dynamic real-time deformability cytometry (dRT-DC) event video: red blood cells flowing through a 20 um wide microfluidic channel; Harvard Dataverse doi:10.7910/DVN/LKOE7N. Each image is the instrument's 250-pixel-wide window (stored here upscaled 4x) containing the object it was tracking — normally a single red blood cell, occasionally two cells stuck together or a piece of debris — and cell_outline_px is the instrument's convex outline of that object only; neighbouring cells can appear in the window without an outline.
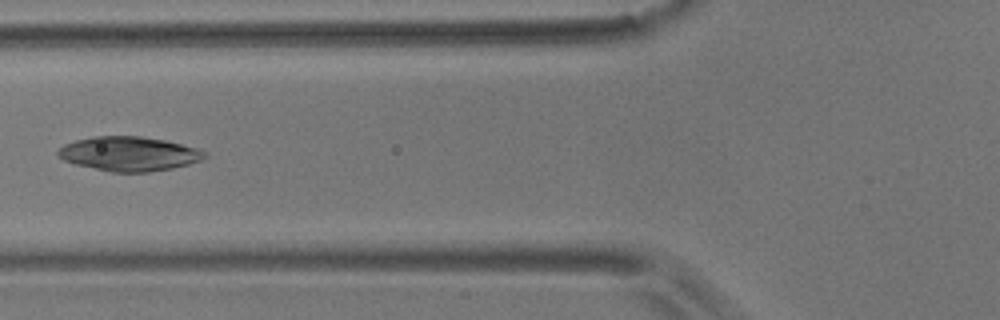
{"species": "common noctule bat (a hibernating species)", "species_latin": "Nyctalus noctula", "temperature_condition": "room temperature", "stored_images_in_passage": 8, "camera_frame_rate_fps": 3000, "um_per_image_px": 0.085, "animal": {"sex": "male", "body_mass_g": 17.9}, "frame": {"image": 1, "passage_image": 5, "time_ms": 1.333, "image_size_px": [1000, 320], "cell_outline_px": [[208, 156], [200, 160], [188, 164], [172, 168], [148, 172], [112, 172], [76, 164], [64, 160], [56, 152], [64, 144], [76, 140], [96, 136], [140, 136], [164, 140], [200, 148], [208, 152]], "centroid_in_image_um": [11.01, 13.06], "position_along_channel_um": 114.8, "area_um2": 29.25}}
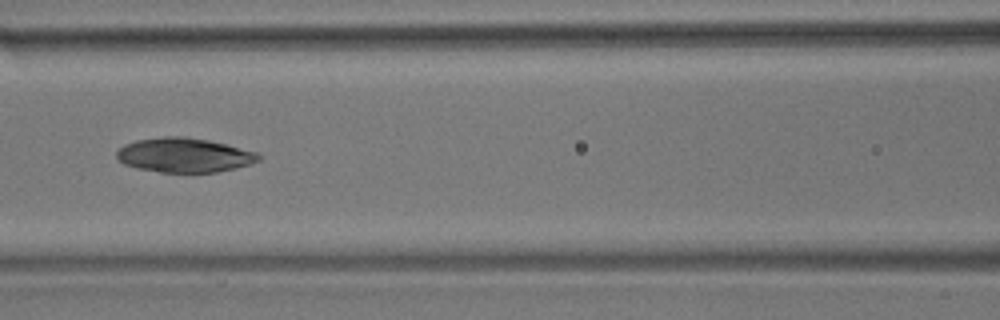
{"frame": {"image": 2, "passage_image": 6, "time_ms": 1.667, "image_size_px": [1000, 320], "cell_outline_px": [[264, 156], [260, 160], [252, 164], [236, 168], [216, 172], [160, 172], [136, 168], [124, 164], [116, 156], [116, 152], [124, 144], [136, 140], [164, 136], [184, 136], [208, 140], [256, 152]], "centroid_in_image_um": [15.67, 13.19], "position_along_channel_um": 150.9, "area_um2": 28.5}}
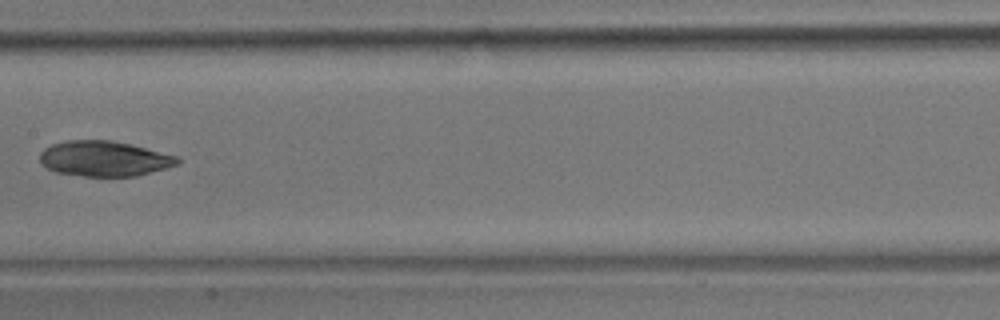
{"frame": {"image": 3, "passage_image": 7, "time_ms": 2.0, "image_size_px": [1000, 320], "cell_outline_px": [[180, 164], [136, 176], [84, 176], [56, 172], [40, 164], [40, 152], [44, 148], [52, 144], [68, 140], [112, 140], [132, 144], [180, 156]], "centroid_in_image_um": [8.89, 13.47], "position_along_channel_um": 198.5, "area_um2": 28.55}}